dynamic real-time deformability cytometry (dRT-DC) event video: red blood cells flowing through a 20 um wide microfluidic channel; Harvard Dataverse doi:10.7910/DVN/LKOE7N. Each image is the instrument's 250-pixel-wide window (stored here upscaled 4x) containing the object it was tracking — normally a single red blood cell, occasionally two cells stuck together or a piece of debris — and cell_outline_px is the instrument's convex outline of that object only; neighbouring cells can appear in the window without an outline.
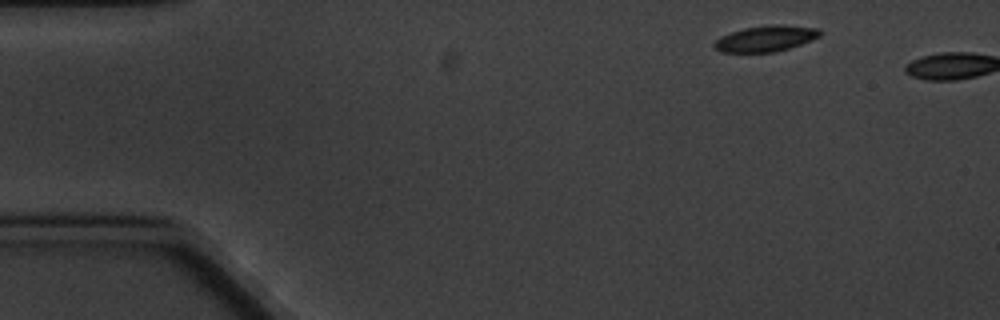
{"species": "common noctule bat (a hibernating species)", "species_latin": "Nyctalus noctula", "temperature_condition": "cold", "stored_images_in_passage": 2, "camera_frame_rate_fps": 3000, "um_per_image_px": 0.085, "animal": {"sex": "male", "body_mass_g": 20.1, "forearm_length_mm": 53.5}, "frame": {"image": 1, "passage_image": 1, "time_ms": 0.0, "image_size_px": [1000, 320], "cell_outline_px": [[824, 32], [820, 36], [812, 40], [788, 48], [772, 52], [720, 52], [712, 48], [712, 44], [720, 36], [744, 28], [772, 24], [784, 24], [820, 28]], "centroid_in_image_um": [65.1, 3.26], "position_along_channel_um": 19.9, "area_um2": 16.18}}